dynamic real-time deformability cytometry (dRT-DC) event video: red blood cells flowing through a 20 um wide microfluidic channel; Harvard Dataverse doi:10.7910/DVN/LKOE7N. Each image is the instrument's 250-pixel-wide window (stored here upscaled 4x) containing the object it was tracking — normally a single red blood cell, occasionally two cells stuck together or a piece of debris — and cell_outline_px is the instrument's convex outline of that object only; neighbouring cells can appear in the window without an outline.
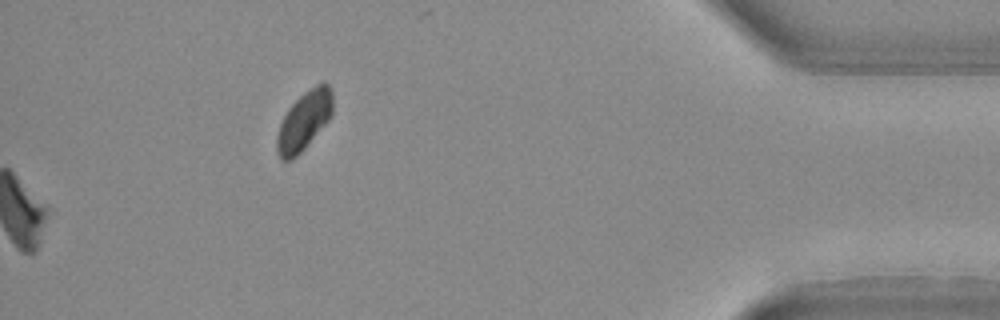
{"species": "Egyptian fruit bat (a non-hibernating species)", "species_latin": "Rousettus aegyptiacus", "temperature_condition": "warm", "stored_images_in_passage": 32, "camera_frame_rate_fps": 3000, "um_per_image_px": 0.085, "animal": {"sex": "female"}, "frame": {"image": 1, "passage_image": 32, "time_ms": 10.333, "image_size_px": [1000, 320], "cell_outline_px": [[332, 112], [328, 120], [304, 148], [292, 160], [280, 160], [276, 152], [276, 136], [280, 124], [288, 108], [308, 88], [324, 80], [332, 88]], "centroid_in_image_um": [25.83, 10.24], "position_along_channel_um": 409.4, "area_um2": 19.13}}